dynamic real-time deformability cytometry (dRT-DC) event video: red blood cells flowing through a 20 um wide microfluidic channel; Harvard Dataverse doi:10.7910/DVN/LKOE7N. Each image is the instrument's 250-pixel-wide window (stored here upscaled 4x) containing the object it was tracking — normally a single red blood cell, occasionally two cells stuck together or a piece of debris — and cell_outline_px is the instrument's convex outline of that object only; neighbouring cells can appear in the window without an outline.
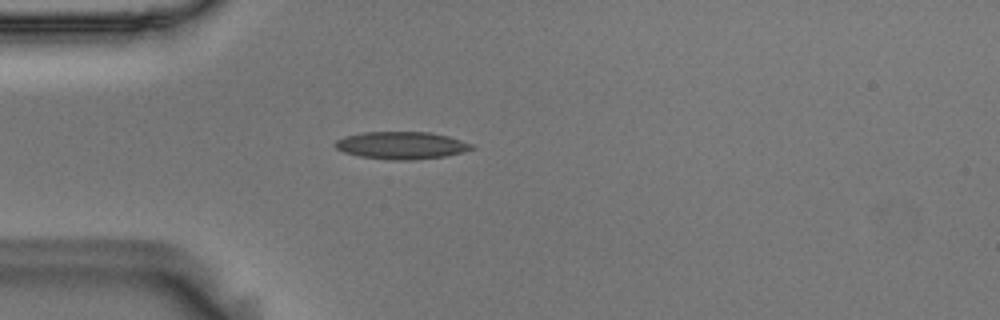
{"species": "Egyptian fruit bat (a non-hibernating species)", "species_latin": "Rousettus aegyptiacus", "temperature_condition": "room temperature", "stored_images_in_passage": 42, "camera_frame_rate_fps": 3000, "um_per_image_px": 0.085, "animal": {"sex": "male"}, "frame": {"image": 1, "passage_image": 2, "time_ms": 0.333, "image_size_px": [1000, 320], "cell_outline_px": [[476, 148], [444, 156], [412, 160], [388, 160], [360, 156], [344, 152], [336, 148], [332, 144], [336, 140], [344, 136], [364, 132], [428, 132], [448, 136], [472, 144]], "centroid_in_image_um": [34.08, 12.35], "position_along_channel_um": 50.9, "area_um2": 21.73}}
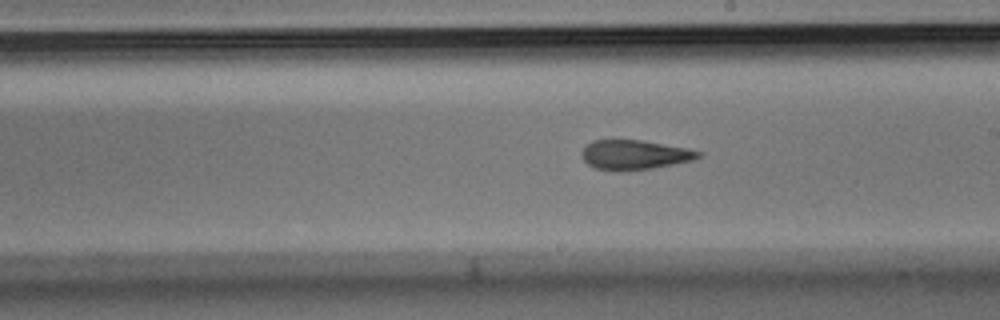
{"frame": {"image": 2, "passage_image": 18, "time_ms": 5.667, "image_size_px": [1000, 320], "cell_outline_px": [[704, 152], [700, 156], [692, 160], [652, 168], [620, 172], [596, 168], [588, 164], [584, 160], [580, 152], [584, 144], [592, 140], [640, 140], [688, 148]], "centroid_in_image_um": [53.89, 13.15], "position_along_channel_um": 235.1, "area_um2": 20.23}}
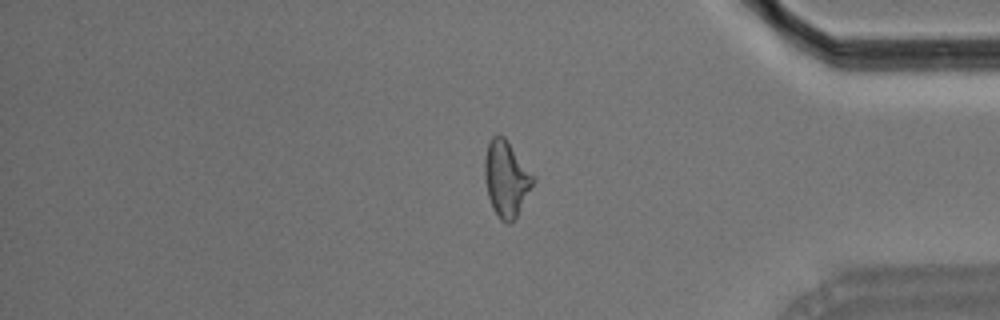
{"frame": {"image": 3, "passage_image": 33, "time_ms": 10.667, "image_size_px": [1000, 320], "cell_outline_px": [[536, 180], [516, 216], [508, 224], [500, 220], [492, 208], [488, 196], [484, 176], [484, 160], [488, 144], [492, 136], [496, 132], [500, 132], [508, 140], [536, 176]], "centroid_in_image_um": [43.04, 15.13], "position_along_channel_um": 392.2, "area_um2": 21.79}, "authors_computed_cell_mechanics": {"area_um2": 20.8947, "velocity_mm_per_s": 3.6129, "shape_relaxation_time_tau1_ms": 10.9223, "shape_relaxation_time_tau2_ms": 1.5368, "deformation_change_tau1": 0.246, "deformation_change_tau2": 0.0972}}